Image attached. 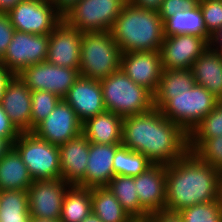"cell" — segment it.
<instances>
[{
	"mask_svg": "<svg viewBox=\"0 0 222 222\" xmlns=\"http://www.w3.org/2000/svg\"><path fill=\"white\" fill-rule=\"evenodd\" d=\"M121 145L146 156L153 164L169 165L188 150V134L159 109L123 118Z\"/></svg>",
	"mask_w": 222,
	"mask_h": 222,
	"instance_id": "1",
	"label": "cell"
},
{
	"mask_svg": "<svg viewBox=\"0 0 222 222\" xmlns=\"http://www.w3.org/2000/svg\"><path fill=\"white\" fill-rule=\"evenodd\" d=\"M222 172L188 151L166 165L165 210L182 209L221 198Z\"/></svg>",
	"mask_w": 222,
	"mask_h": 222,
	"instance_id": "2",
	"label": "cell"
},
{
	"mask_svg": "<svg viewBox=\"0 0 222 222\" xmlns=\"http://www.w3.org/2000/svg\"><path fill=\"white\" fill-rule=\"evenodd\" d=\"M110 32L122 53L159 51L165 37L164 22L158 11L136 7L129 1Z\"/></svg>",
	"mask_w": 222,
	"mask_h": 222,
	"instance_id": "3",
	"label": "cell"
},
{
	"mask_svg": "<svg viewBox=\"0 0 222 222\" xmlns=\"http://www.w3.org/2000/svg\"><path fill=\"white\" fill-rule=\"evenodd\" d=\"M220 102L212 93L195 84L181 94H154V107L187 134Z\"/></svg>",
	"mask_w": 222,
	"mask_h": 222,
	"instance_id": "4",
	"label": "cell"
},
{
	"mask_svg": "<svg viewBox=\"0 0 222 222\" xmlns=\"http://www.w3.org/2000/svg\"><path fill=\"white\" fill-rule=\"evenodd\" d=\"M106 111L121 117L141 114L154 107V95L120 70L100 80Z\"/></svg>",
	"mask_w": 222,
	"mask_h": 222,
	"instance_id": "5",
	"label": "cell"
},
{
	"mask_svg": "<svg viewBox=\"0 0 222 222\" xmlns=\"http://www.w3.org/2000/svg\"><path fill=\"white\" fill-rule=\"evenodd\" d=\"M122 51L110 31L83 32L79 72L81 77L101 80L120 70Z\"/></svg>",
	"mask_w": 222,
	"mask_h": 222,
	"instance_id": "6",
	"label": "cell"
},
{
	"mask_svg": "<svg viewBox=\"0 0 222 222\" xmlns=\"http://www.w3.org/2000/svg\"><path fill=\"white\" fill-rule=\"evenodd\" d=\"M12 147L25 163L33 181L61 177L59 146L29 131L21 132Z\"/></svg>",
	"mask_w": 222,
	"mask_h": 222,
	"instance_id": "7",
	"label": "cell"
},
{
	"mask_svg": "<svg viewBox=\"0 0 222 222\" xmlns=\"http://www.w3.org/2000/svg\"><path fill=\"white\" fill-rule=\"evenodd\" d=\"M128 0H80L63 15V20L81 32L111 31Z\"/></svg>",
	"mask_w": 222,
	"mask_h": 222,
	"instance_id": "8",
	"label": "cell"
},
{
	"mask_svg": "<svg viewBox=\"0 0 222 222\" xmlns=\"http://www.w3.org/2000/svg\"><path fill=\"white\" fill-rule=\"evenodd\" d=\"M7 14L15 30L36 35L50 34L63 20L50 0H22Z\"/></svg>",
	"mask_w": 222,
	"mask_h": 222,
	"instance_id": "9",
	"label": "cell"
},
{
	"mask_svg": "<svg viewBox=\"0 0 222 222\" xmlns=\"http://www.w3.org/2000/svg\"><path fill=\"white\" fill-rule=\"evenodd\" d=\"M16 76L30 91H48L63 99L80 77V72L73 68L60 67L44 61L24 68Z\"/></svg>",
	"mask_w": 222,
	"mask_h": 222,
	"instance_id": "10",
	"label": "cell"
},
{
	"mask_svg": "<svg viewBox=\"0 0 222 222\" xmlns=\"http://www.w3.org/2000/svg\"><path fill=\"white\" fill-rule=\"evenodd\" d=\"M48 45L49 34L36 35L15 30L0 65L18 75L24 68L46 61Z\"/></svg>",
	"mask_w": 222,
	"mask_h": 222,
	"instance_id": "11",
	"label": "cell"
},
{
	"mask_svg": "<svg viewBox=\"0 0 222 222\" xmlns=\"http://www.w3.org/2000/svg\"><path fill=\"white\" fill-rule=\"evenodd\" d=\"M70 186L61 177L33 181L27 189L30 217L60 220L63 198Z\"/></svg>",
	"mask_w": 222,
	"mask_h": 222,
	"instance_id": "12",
	"label": "cell"
},
{
	"mask_svg": "<svg viewBox=\"0 0 222 222\" xmlns=\"http://www.w3.org/2000/svg\"><path fill=\"white\" fill-rule=\"evenodd\" d=\"M209 47V41L195 34L165 36L159 53L162 69H191L194 61Z\"/></svg>",
	"mask_w": 222,
	"mask_h": 222,
	"instance_id": "13",
	"label": "cell"
},
{
	"mask_svg": "<svg viewBox=\"0 0 222 222\" xmlns=\"http://www.w3.org/2000/svg\"><path fill=\"white\" fill-rule=\"evenodd\" d=\"M82 125L71 106L61 99L53 111L31 132L50 144L60 146L82 133Z\"/></svg>",
	"mask_w": 222,
	"mask_h": 222,
	"instance_id": "14",
	"label": "cell"
},
{
	"mask_svg": "<svg viewBox=\"0 0 222 222\" xmlns=\"http://www.w3.org/2000/svg\"><path fill=\"white\" fill-rule=\"evenodd\" d=\"M134 180L140 202V222H145L149 214L165 210L166 165L153 164Z\"/></svg>",
	"mask_w": 222,
	"mask_h": 222,
	"instance_id": "15",
	"label": "cell"
},
{
	"mask_svg": "<svg viewBox=\"0 0 222 222\" xmlns=\"http://www.w3.org/2000/svg\"><path fill=\"white\" fill-rule=\"evenodd\" d=\"M83 32L62 20L49 34L46 61L60 67L79 70Z\"/></svg>",
	"mask_w": 222,
	"mask_h": 222,
	"instance_id": "16",
	"label": "cell"
},
{
	"mask_svg": "<svg viewBox=\"0 0 222 222\" xmlns=\"http://www.w3.org/2000/svg\"><path fill=\"white\" fill-rule=\"evenodd\" d=\"M120 69L131 81L148 89L154 95L163 70L160 53L159 51L124 52L121 56Z\"/></svg>",
	"mask_w": 222,
	"mask_h": 222,
	"instance_id": "17",
	"label": "cell"
},
{
	"mask_svg": "<svg viewBox=\"0 0 222 222\" xmlns=\"http://www.w3.org/2000/svg\"><path fill=\"white\" fill-rule=\"evenodd\" d=\"M63 99L82 123L106 111L100 80L80 76Z\"/></svg>",
	"mask_w": 222,
	"mask_h": 222,
	"instance_id": "18",
	"label": "cell"
},
{
	"mask_svg": "<svg viewBox=\"0 0 222 222\" xmlns=\"http://www.w3.org/2000/svg\"><path fill=\"white\" fill-rule=\"evenodd\" d=\"M1 104L10 121L20 132L31 131V91L18 76L15 75L7 84Z\"/></svg>",
	"mask_w": 222,
	"mask_h": 222,
	"instance_id": "19",
	"label": "cell"
},
{
	"mask_svg": "<svg viewBox=\"0 0 222 222\" xmlns=\"http://www.w3.org/2000/svg\"><path fill=\"white\" fill-rule=\"evenodd\" d=\"M61 178L78 185L84 178L89 156V141L83 133L59 146Z\"/></svg>",
	"mask_w": 222,
	"mask_h": 222,
	"instance_id": "20",
	"label": "cell"
},
{
	"mask_svg": "<svg viewBox=\"0 0 222 222\" xmlns=\"http://www.w3.org/2000/svg\"><path fill=\"white\" fill-rule=\"evenodd\" d=\"M121 144H98L89 142V156L85 178L77 185L93 188L106 186L114 177L113 158Z\"/></svg>",
	"mask_w": 222,
	"mask_h": 222,
	"instance_id": "21",
	"label": "cell"
},
{
	"mask_svg": "<svg viewBox=\"0 0 222 222\" xmlns=\"http://www.w3.org/2000/svg\"><path fill=\"white\" fill-rule=\"evenodd\" d=\"M195 83L204 87L222 101V57L208 47L193 63Z\"/></svg>",
	"mask_w": 222,
	"mask_h": 222,
	"instance_id": "22",
	"label": "cell"
},
{
	"mask_svg": "<svg viewBox=\"0 0 222 222\" xmlns=\"http://www.w3.org/2000/svg\"><path fill=\"white\" fill-rule=\"evenodd\" d=\"M123 117L110 111L89 118L82 125V133L90 143L121 144Z\"/></svg>",
	"mask_w": 222,
	"mask_h": 222,
	"instance_id": "23",
	"label": "cell"
},
{
	"mask_svg": "<svg viewBox=\"0 0 222 222\" xmlns=\"http://www.w3.org/2000/svg\"><path fill=\"white\" fill-rule=\"evenodd\" d=\"M33 179L18 152L11 149L0 159V191L27 190Z\"/></svg>",
	"mask_w": 222,
	"mask_h": 222,
	"instance_id": "24",
	"label": "cell"
},
{
	"mask_svg": "<svg viewBox=\"0 0 222 222\" xmlns=\"http://www.w3.org/2000/svg\"><path fill=\"white\" fill-rule=\"evenodd\" d=\"M92 212L103 222H136L106 186L91 188Z\"/></svg>",
	"mask_w": 222,
	"mask_h": 222,
	"instance_id": "25",
	"label": "cell"
},
{
	"mask_svg": "<svg viewBox=\"0 0 222 222\" xmlns=\"http://www.w3.org/2000/svg\"><path fill=\"white\" fill-rule=\"evenodd\" d=\"M195 34L210 41L198 3L191 9L177 12L164 22V36Z\"/></svg>",
	"mask_w": 222,
	"mask_h": 222,
	"instance_id": "26",
	"label": "cell"
},
{
	"mask_svg": "<svg viewBox=\"0 0 222 222\" xmlns=\"http://www.w3.org/2000/svg\"><path fill=\"white\" fill-rule=\"evenodd\" d=\"M91 212V188L71 185L63 198L60 222H81Z\"/></svg>",
	"mask_w": 222,
	"mask_h": 222,
	"instance_id": "27",
	"label": "cell"
},
{
	"mask_svg": "<svg viewBox=\"0 0 222 222\" xmlns=\"http://www.w3.org/2000/svg\"><path fill=\"white\" fill-rule=\"evenodd\" d=\"M0 222H31L27 190L0 191Z\"/></svg>",
	"mask_w": 222,
	"mask_h": 222,
	"instance_id": "28",
	"label": "cell"
},
{
	"mask_svg": "<svg viewBox=\"0 0 222 222\" xmlns=\"http://www.w3.org/2000/svg\"><path fill=\"white\" fill-rule=\"evenodd\" d=\"M120 202L123 209L136 221L140 222V202L134 177L114 176L106 185Z\"/></svg>",
	"mask_w": 222,
	"mask_h": 222,
	"instance_id": "29",
	"label": "cell"
},
{
	"mask_svg": "<svg viewBox=\"0 0 222 222\" xmlns=\"http://www.w3.org/2000/svg\"><path fill=\"white\" fill-rule=\"evenodd\" d=\"M222 136V101L188 134V150L194 152L206 139Z\"/></svg>",
	"mask_w": 222,
	"mask_h": 222,
	"instance_id": "30",
	"label": "cell"
},
{
	"mask_svg": "<svg viewBox=\"0 0 222 222\" xmlns=\"http://www.w3.org/2000/svg\"><path fill=\"white\" fill-rule=\"evenodd\" d=\"M153 163L143 154L121 145L113 158L114 176L135 177L145 172Z\"/></svg>",
	"mask_w": 222,
	"mask_h": 222,
	"instance_id": "31",
	"label": "cell"
},
{
	"mask_svg": "<svg viewBox=\"0 0 222 222\" xmlns=\"http://www.w3.org/2000/svg\"><path fill=\"white\" fill-rule=\"evenodd\" d=\"M195 84L192 69H163L155 94H181Z\"/></svg>",
	"mask_w": 222,
	"mask_h": 222,
	"instance_id": "32",
	"label": "cell"
},
{
	"mask_svg": "<svg viewBox=\"0 0 222 222\" xmlns=\"http://www.w3.org/2000/svg\"><path fill=\"white\" fill-rule=\"evenodd\" d=\"M178 213L183 222H222V199L196 204Z\"/></svg>",
	"mask_w": 222,
	"mask_h": 222,
	"instance_id": "33",
	"label": "cell"
},
{
	"mask_svg": "<svg viewBox=\"0 0 222 222\" xmlns=\"http://www.w3.org/2000/svg\"><path fill=\"white\" fill-rule=\"evenodd\" d=\"M32 112L31 131L42 120H44L60 102L61 98L54 93L38 90L31 91Z\"/></svg>",
	"mask_w": 222,
	"mask_h": 222,
	"instance_id": "34",
	"label": "cell"
},
{
	"mask_svg": "<svg viewBox=\"0 0 222 222\" xmlns=\"http://www.w3.org/2000/svg\"><path fill=\"white\" fill-rule=\"evenodd\" d=\"M205 28L210 36L222 27V0H198L197 1Z\"/></svg>",
	"mask_w": 222,
	"mask_h": 222,
	"instance_id": "35",
	"label": "cell"
},
{
	"mask_svg": "<svg viewBox=\"0 0 222 222\" xmlns=\"http://www.w3.org/2000/svg\"><path fill=\"white\" fill-rule=\"evenodd\" d=\"M193 153L222 172V136L206 139Z\"/></svg>",
	"mask_w": 222,
	"mask_h": 222,
	"instance_id": "36",
	"label": "cell"
},
{
	"mask_svg": "<svg viewBox=\"0 0 222 222\" xmlns=\"http://www.w3.org/2000/svg\"><path fill=\"white\" fill-rule=\"evenodd\" d=\"M198 0H163L158 10L163 22L174 16L177 12L191 9L197 4Z\"/></svg>",
	"mask_w": 222,
	"mask_h": 222,
	"instance_id": "37",
	"label": "cell"
},
{
	"mask_svg": "<svg viewBox=\"0 0 222 222\" xmlns=\"http://www.w3.org/2000/svg\"><path fill=\"white\" fill-rule=\"evenodd\" d=\"M15 28L7 13H0V59L12 41Z\"/></svg>",
	"mask_w": 222,
	"mask_h": 222,
	"instance_id": "38",
	"label": "cell"
},
{
	"mask_svg": "<svg viewBox=\"0 0 222 222\" xmlns=\"http://www.w3.org/2000/svg\"><path fill=\"white\" fill-rule=\"evenodd\" d=\"M20 131L10 121L0 103V138L8 140L11 144L18 138Z\"/></svg>",
	"mask_w": 222,
	"mask_h": 222,
	"instance_id": "39",
	"label": "cell"
},
{
	"mask_svg": "<svg viewBox=\"0 0 222 222\" xmlns=\"http://www.w3.org/2000/svg\"><path fill=\"white\" fill-rule=\"evenodd\" d=\"M145 222H183V219L178 212L161 210L149 214Z\"/></svg>",
	"mask_w": 222,
	"mask_h": 222,
	"instance_id": "40",
	"label": "cell"
},
{
	"mask_svg": "<svg viewBox=\"0 0 222 222\" xmlns=\"http://www.w3.org/2000/svg\"><path fill=\"white\" fill-rule=\"evenodd\" d=\"M15 75L6 67L0 65V103L3 100V94L7 84L12 80Z\"/></svg>",
	"mask_w": 222,
	"mask_h": 222,
	"instance_id": "41",
	"label": "cell"
},
{
	"mask_svg": "<svg viewBox=\"0 0 222 222\" xmlns=\"http://www.w3.org/2000/svg\"><path fill=\"white\" fill-rule=\"evenodd\" d=\"M136 7L158 11L163 0H128Z\"/></svg>",
	"mask_w": 222,
	"mask_h": 222,
	"instance_id": "42",
	"label": "cell"
},
{
	"mask_svg": "<svg viewBox=\"0 0 222 222\" xmlns=\"http://www.w3.org/2000/svg\"><path fill=\"white\" fill-rule=\"evenodd\" d=\"M57 11L63 16L80 0H50Z\"/></svg>",
	"mask_w": 222,
	"mask_h": 222,
	"instance_id": "43",
	"label": "cell"
},
{
	"mask_svg": "<svg viewBox=\"0 0 222 222\" xmlns=\"http://www.w3.org/2000/svg\"><path fill=\"white\" fill-rule=\"evenodd\" d=\"M222 46V27L211 36L209 47L218 50Z\"/></svg>",
	"mask_w": 222,
	"mask_h": 222,
	"instance_id": "44",
	"label": "cell"
},
{
	"mask_svg": "<svg viewBox=\"0 0 222 222\" xmlns=\"http://www.w3.org/2000/svg\"><path fill=\"white\" fill-rule=\"evenodd\" d=\"M22 0H0V13H8Z\"/></svg>",
	"mask_w": 222,
	"mask_h": 222,
	"instance_id": "45",
	"label": "cell"
},
{
	"mask_svg": "<svg viewBox=\"0 0 222 222\" xmlns=\"http://www.w3.org/2000/svg\"><path fill=\"white\" fill-rule=\"evenodd\" d=\"M12 147V144L6 140L0 138V159L5 155Z\"/></svg>",
	"mask_w": 222,
	"mask_h": 222,
	"instance_id": "46",
	"label": "cell"
},
{
	"mask_svg": "<svg viewBox=\"0 0 222 222\" xmlns=\"http://www.w3.org/2000/svg\"><path fill=\"white\" fill-rule=\"evenodd\" d=\"M81 222H103L96 214L91 212L87 217H85Z\"/></svg>",
	"mask_w": 222,
	"mask_h": 222,
	"instance_id": "47",
	"label": "cell"
},
{
	"mask_svg": "<svg viewBox=\"0 0 222 222\" xmlns=\"http://www.w3.org/2000/svg\"><path fill=\"white\" fill-rule=\"evenodd\" d=\"M31 222H60V220H46V219L31 218Z\"/></svg>",
	"mask_w": 222,
	"mask_h": 222,
	"instance_id": "48",
	"label": "cell"
},
{
	"mask_svg": "<svg viewBox=\"0 0 222 222\" xmlns=\"http://www.w3.org/2000/svg\"><path fill=\"white\" fill-rule=\"evenodd\" d=\"M222 57V46L217 50Z\"/></svg>",
	"mask_w": 222,
	"mask_h": 222,
	"instance_id": "49",
	"label": "cell"
}]
</instances>
